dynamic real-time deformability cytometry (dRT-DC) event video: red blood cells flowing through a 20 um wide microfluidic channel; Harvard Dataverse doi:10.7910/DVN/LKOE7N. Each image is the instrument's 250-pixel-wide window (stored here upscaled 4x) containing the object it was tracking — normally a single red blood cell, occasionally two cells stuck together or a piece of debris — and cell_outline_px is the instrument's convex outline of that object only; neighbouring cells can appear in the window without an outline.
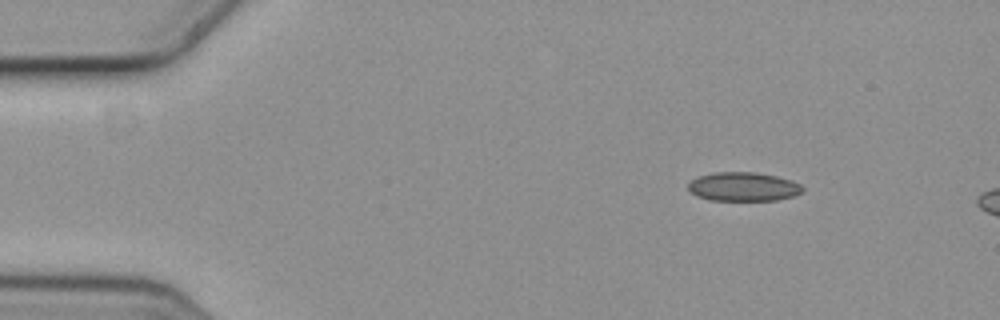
{"species": "common noctule bat (a hibernating species)", "species_latin": "Nyctalus noctula", "temperature_condition": "cold", "stored_images_in_passage": 4, "camera_frame_rate_fps": 3000, "um_per_image_px": 0.085, "animal": {"sex": "female", "body_mass_g": 19.3, "forearm_length_mm": 54.1}, "frame": {"image": 1, "passage_image": 1, "time_ms": 0.0, "image_size_px": [1000, 320], "cell_outline_px": [[804, 188], [800, 192], [792, 196], [776, 200], [708, 200], [696, 196], [688, 188], [688, 184], [696, 176], [712, 172], [756, 172], [776, 176], [792, 180], [800, 184]], "centroid_in_image_um": [63.15, 15.86], "position_along_channel_um": 21.9, "area_um2": 19.31}}